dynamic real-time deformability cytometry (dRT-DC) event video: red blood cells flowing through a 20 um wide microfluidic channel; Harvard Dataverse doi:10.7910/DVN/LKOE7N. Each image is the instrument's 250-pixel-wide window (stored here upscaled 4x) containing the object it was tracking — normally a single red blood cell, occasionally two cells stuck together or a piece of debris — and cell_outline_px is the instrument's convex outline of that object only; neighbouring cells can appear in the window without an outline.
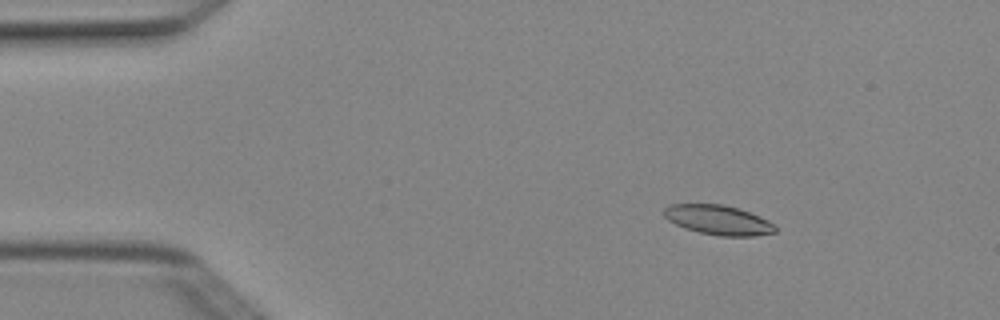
{"species": "Egyptian fruit bat (a non-hibernating species)", "species_latin": "Rousettus aegyptiacus", "temperature_condition": "cold", "stored_images_in_passage": 5, "camera_frame_rate_fps": 3000, "um_per_image_px": 0.085, "animal": {"sex": "female"}, "frame": {"image": 1, "passage_image": 3, "time_ms": 0.667, "image_size_px": [1000, 320], "cell_outline_px": [[776, 232], [752, 236], [720, 236], [700, 232], [684, 228], [668, 220], [664, 216], [664, 208], [672, 204], [724, 204], [760, 216], [776, 224]], "centroid_in_image_um": [61.07, 18.7], "position_along_channel_um": 23.9, "area_um2": 19.13}}